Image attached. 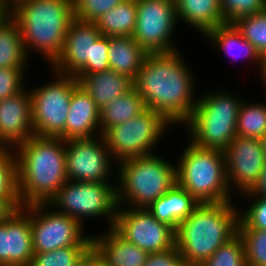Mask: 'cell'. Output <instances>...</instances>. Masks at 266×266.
<instances>
[{
  "label": "cell",
  "mask_w": 266,
  "mask_h": 266,
  "mask_svg": "<svg viewBox=\"0 0 266 266\" xmlns=\"http://www.w3.org/2000/svg\"><path fill=\"white\" fill-rule=\"evenodd\" d=\"M179 53H149L133 80L146 107L169 124H185L197 104L193 74Z\"/></svg>",
  "instance_id": "1"
},
{
  "label": "cell",
  "mask_w": 266,
  "mask_h": 266,
  "mask_svg": "<svg viewBox=\"0 0 266 266\" xmlns=\"http://www.w3.org/2000/svg\"><path fill=\"white\" fill-rule=\"evenodd\" d=\"M14 150L21 207L49 204L68 181L65 141L33 135Z\"/></svg>",
  "instance_id": "2"
},
{
  "label": "cell",
  "mask_w": 266,
  "mask_h": 266,
  "mask_svg": "<svg viewBox=\"0 0 266 266\" xmlns=\"http://www.w3.org/2000/svg\"><path fill=\"white\" fill-rule=\"evenodd\" d=\"M232 201L199 204L175 231L186 266H199L238 233L239 210Z\"/></svg>",
  "instance_id": "3"
},
{
  "label": "cell",
  "mask_w": 266,
  "mask_h": 266,
  "mask_svg": "<svg viewBox=\"0 0 266 266\" xmlns=\"http://www.w3.org/2000/svg\"><path fill=\"white\" fill-rule=\"evenodd\" d=\"M12 18L19 26L26 54L34 48L52 65L74 19L73 0H17L12 4Z\"/></svg>",
  "instance_id": "4"
},
{
  "label": "cell",
  "mask_w": 266,
  "mask_h": 266,
  "mask_svg": "<svg viewBox=\"0 0 266 266\" xmlns=\"http://www.w3.org/2000/svg\"><path fill=\"white\" fill-rule=\"evenodd\" d=\"M176 165V182L200 204L232 199L227 182L223 150L199 147L189 142Z\"/></svg>",
  "instance_id": "5"
},
{
  "label": "cell",
  "mask_w": 266,
  "mask_h": 266,
  "mask_svg": "<svg viewBox=\"0 0 266 266\" xmlns=\"http://www.w3.org/2000/svg\"><path fill=\"white\" fill-rule=\"evenodd\" d=\"M119 162L118 206L125 202L130 208H147L176 183V166L156 154Z\"/></svg>",
  "instance_id": "6"
},
{
  "label": "cell",
  "mask_w": 266,
  "mask_h": 266,
  "mask_svg": "<svg viewBox=\"0 0 266 266\" xmlns=\"http://www.w3.org/2000/svg\"><path fill=\"white\" fill-rule=\"evenodd\" d=\"M242 101L221 91L208 92L197 98L192 115L185 123L191 142L199 147L224 151L237 136V117Z\"/></svg>",
  "instance_id": "7"
},
{
  "label": "cell",
  "mask_w": 266,
  "mask_h": 266,
  "mask_svg": "<svg viewBox=\"0 0 266 266\" xmlns=\"http://www.w3.org/2000/svg\"><path fill=\"white\" fill-rule=\"evenodd\" d=\"M49 206L57 208L59 213L75 218L81 225L85 217L102 218L104 215L108 218L110 228H113L118 208L117 190L111 182L68 180L49 202Z\"/></svg>",
  "instance_id": "8"
},
{
  "label": "cell",
  "mask_w": 266,
  "mask_h": 266,
  "mask_svg": "<svg viewBox=\"0 0 266 266\" xmlns=\"http://www.w3.org/2000/svg\"><path fill=\"white\" fill-rule=\"evenodd\" d=\"M55 81L30 92L34 135L61 138L65 141V124L72 92L79 84L73 75L55 72Z\"/></svg>",
  "instance_id": "9"
},
{
  "label": "cell",
  "mask_w": 266,
  "mask_h": 266,
  "mask_svg": "<svg viewBox=\"0 0 266 266\" xmlns=\"http://www.w3.org/2000/svg\"><path fill=\"white\" fill-rule=\"evenodd\" d=\"M168 125L170 124L160 114L147 108L130 120L112 126L102 136L113 161L117 159L119 162L154 154L152 148L160 141Z\"/></svg>",
  "instance_id": "10"
},
{
  "label": "cell",
  "mask_w": 266,
  "mask_h": 266,
  "mask_svg": "<svg viewBox=\"0 0 266 266\" xmlns=\"http://www.w3.org/2000/svg\"><path fill=\"white\" fill-rule=\"evenodd\" d=\"M48 207L49 204L23 206L30 214L33 253L49 252L68 246H92V237L83 234V226L75 218L56 210L44 211Z\"/></svg>",
  "instance_id": "11"
},
{
  "label": "cell",
  "mask_w": 266,
  "mask_h": 266,
  "mask_svg": "<svg viewBox=\"0 0 266 266\" xmlns=\"http://www.w3.org/2000/svg\"><path fill=\"white\" fill-rule=\"evenodd\" d=\"M113 229L126 241L148 253L175 247V230L158 221L146 208L123 209L118 206Z\"/></svg>",
  "instance_id": "12"
},
{
  "label": "cell",
  "mask_w": 266,
  "mask_h": 266,
  "mask_svg": "<svg viewBox=\"0 0 266 266\" xmlns=\"http://www.w3.org/2000/svg\"><path fill=\"white\" fill-rule=\"evenodd\" d=\"M136 6V27L132 37L141 47L148 54L179 49L171 36L178 23L175 7L155 0H136Z\"/></svg>",
  "instance_id": "13"
},
{
  "label": "cell",
  "mask_w": 266,
  "mask_h": 266,
  "mask_svg": "<svg viewBox=\"0 0 266 266\" xmlns=\"http://www.w3.org/2000/svg\"><path fill=\"white\" fill-rule=\"evenodd\" d=\"M97 136L65 140L68 180L89 183L108 182L107 179L112 178L110 161L113 158H110L112 156L103 136Z\"/></svg>",
  "instance_id": "14"
},
{
  "label": "cell",
  "mask_w": 266,
  "mask_h": 266,
  "mask_svg": "<svg viewBox=\"0 0 266 266\" xmlns=\"http://www.w3.org/2000/svg\"><path fill=\"white\" fill-rule=\"evenodd\" d=\"M223 152L229 188L234 184L240 193L252 190L266 164L260 139L236 136Z\"/></svg>",
  "instance_id": "15"
},
{
  "label": "cell",
  "mask_w": 266,
  "mask_h": 266,
  "mask_svg": "<svg viewBox=\"0 0 266 266\" xmlns=\"http://www.w3.org/2000/svg\"><path fill=\"white\" fill-rule=\"evenodd\" d=\"M33 255L30 214L20 207L0 221V266H30Z\"/></svg>",
  "instance_id": "16"
},
{
  "label": "cell",
  "mask_w": 266,
  "mask_h": 266,
  "mask_svg": "<svg viewBox=\"0 0 266 266\" xmlns=\"http://www.w3.org/2000/svg\"><path fill=\"white\" fill-rule=\"evenodd\" d=\"M24 90L0 101V147L15 149L34 135L31 95Z\"/></svg>",
  "instance_id": "17"
},
{
  "label": "cell",
  "mask_w": 266,
  "mask_h": 266,
  "mask_svg": "<svg viewBox=\"0 0 266 266\" xmlns=\"http://www.w3.org/2000/svg\"><path fill=\"white\" fill-rule=\"evenodd\" d=\"M101 35L95 22L74 18L66 33L62 52L52 64L53 70L74 75L86 62H91L92 45Z\"/></svg>",
  "instance_id": "18"
},
{
  "label": "cell",
  "mask_w": 266,
  "mask_h": 266,
  "mask_svg": "<svg viewBox=\"0 0 266 266\" xmlns=\"http://www.w3.org/2000/svg\"><path fill=\"white\" fill-rule=\"evenodd\" d=\"M99 113L95 101L78 84L73 92L65 124V140L92 138L99 130ZM96 127H99L98 129Z\"/></svg>",
  "instance_id": "19"
},
{
  "label": "cell",
  "mask_w": 266,
  "mask_h": 266,
  "mask_svg": "<svg viewBox=\"0 0 266 266\" xmlns=\"http://www.w3.org/2000/svg\"><path fill=\"white\" fill-rule=\"evenodd\" d=\"M92 236V247L109 266H144L149 253L122 238L113 228Z\"/></svg>",
  "instance_id": "20"
},
{
  "label": "cell",
  "mask_w": 266,
  "mask_h": 266,
  "mask_svg": "<svg viewBox=\"0 0 266 266\" xmlns=\"http://www.w3.org/2000/svg\"><path fill=\"white\" fill-rule=\"evenodd\" d=\"M200 203L177 182L146 209L160 222L175 231Z\"/></svg>",
  "instance_id": "21"
},
{
  "label": "cell",
  "mask_w": 266,
  "mask_h": 266,
  "mask_svg": "<svg viewBox=\"0 0 266 266\" xmlns=\"http://www.w3.org/2000/svg\"><path fill=\"white\" fill-rule=\"evenodd\" d=\"M78 82L95 101L99 109L133 87L132 79L111 69L84 75Z\"/></svg>",
  "instance_id": "22"
},
{
  "label": "cell",
  "mask_w": 266,
  "mask_h": 266,
  "mask_svg": "<svg viewBox=\"0 0 266 266\" xmlns=\"http://www.w3.org/2000/svg\"><path fill=\"white\" fill-rule=\"evenodd\" d=\"M147 55L132 36H109L108 62L111 70L134 80Z\"/></svg>",
  "instance_id": "23"
},
{
  "label": "cell",
  "mask_w": 266,
  "mask_h": 266,
  "mask_svg": "<svg viewBox=\"0 0 266 266\" xmlns=\"http://www.w3.org/2000/svg\"><path fill=\"white\" fill-rule=\"evenodd\" d=\"M178 21L189 23L205 35L209 30L226 24L221 12L220 0H178Z\"/></svg>",
  "instance_id": "24"
},
{
  "label": "cell",
  "mask_w": 266,
  "mask_h": 266,
  "mask_svg": "<svg viewBox=\"0 0 266 266\" xmlns=\"http://www.w3.org/2000/svg\"><path fill=\"white\" fill-rule=\"evenodd\" d=\"M147 107L138 91L132 87L125 94L114 99L100 109L99 126L100 135L112 126L122 124L133 116L139 115Z\"/></svg>",
  "instance_id": "25"
},
{
  "label": "cell",
  "mask_w": 266,
  "mask_h": 266,
  "mask_svg": "<svg viewBox=\"0 0 266 266\" xmlns=\"http://www.w3.org/2000/svg\"><path fill=\"white\" fill-rule=\"evenodd\" d=\"M137 19L136 0H124L95 23L104 36H132Z\"/></svg>",
  "instance_id": "26"
},
{
  "label": "cell",
  "mask_w": 266,
  "mask_h": 266,
  "mask_svg": "<svg viewBox=\"0 0 266 266\" xmlns=\"http://www.w3.org/2000/svg\"><path fill=\"white\" fill-rule=\"evenodd\" d=\"M29 56L19 26L11 17L0 25V68H25Z\"/></svg>",
  "instance_id": "27"
},
{
  "label": "cell",
  "mask_w": 266,
  "mask_h": 266,
  "mask_svg": "<svg viewBox=\"0 0 266 266\" xmlns=\"http://www.w3.org/2000/svg\"><path fill=\"white\" fill-rule=\"evenodd\" d=\"M205 36L209 38L214 45L216 44L215 46H218V49L220 48L224 51L226 55L234 57L237 55L242 56L241 54H243L244 57L247 56L251 61L255 60L257 61L256 64H259L260 54L255 47L242 36L233 24L226 23L217 26L214 29L209 30Z\"/></svg>",
  "instance_id": "28"
},
{
  "label": "cell",
  "mask_w": 266,
  "mask_h": 266,
  "mask_svg": "<svg viewBox=\"0 0 266 266\" xmlns=\"http://www.w3.org/2000/svg\"><path fill=\"white\" fill-rule=\"evenodd\" d=\"M236 135L245 138L261 139L266 135V104L246 103L240 106Z\"/></svg>",
  "instance_id": "29"
},
{
  "label": "cell",
  "mask_w": 266,
  "mask_h": 266,
  "mask_svg": "<svg viewBox=\"0 0 266 266\" xmlns=\"http://www.w3.org/2000/svg\"><path fill=\"white\" fill-rule=\"evenodd\" d=\"M14 149L0 147V197L15 209L21 207L18 194L17 159Z\"/></svg>",
  "instance_id": "30"
},
{
  "label": "cell",
  "mask_w": 266,
  "mask_h": 266,
  "mask_svg": "<svg viewBox=\"0 0 266 266\" xmlns=\"http://www.w3.org/2000/svg\"><path fill=\"white\" fill-rule=\"evenodd\" d=\"M232 24L260 55L266 53V10L238 18Z\"/></svg>",
  "instance_id": "31"
},
{
  "label": "cell",
  "mask_w": 266,
  "mask_h": 266,
  "mask_svg": "<svg viewBox=\"0 0 266 266\" xmlns=\"http://www.w3.org/2000/svg\"><path fill=\"white\" fill-rule=\"evenodd\" d=\"M199 266H246L243 239L237 233Z\"/></svg>",
  "instance_id": "32"
},
{
  "label": "cell",
  "mask_w": 266,
  "mask_h": 266,
  "mask_svg": "<svg viewBox=\"0 0 266 266\" xmlns=\"http://www.w3.org/2000/svg\"><path fill=\"white\" fill-rule=\"evenodd\" d=\"M92 246H68L49 252L34 253L30 266H72Z\"/></svg>",
  "instance_id": "33"
},
{
  "label": "cell",
  "mask_w": 266,
  "mask_h": 266,
  "mask_svg": "<svg viewBox=\"0 0 266 266\" xmlns=\"http://www.w3.org/2000/svg\"><path fill=\"white\" fill-rule=\"evenodd\" d=\"M244 241L246 266H266V230L238 229Z\"/></svg>",
  "instance_id": "34"
},
{
  "label": "cell",
  "mask_w": 266,
  "mask_h": 266,
  "mask_svg": "<svg viewBox=\"0 0 266 266\" xmlns=\"http://www.w3.org/2000/svg\"><path fill=\"white\" fill-rule=\"evenodd\" d=\"M220 5L223 19L228 24L266 10V0H220Z\"/></svg>",
  "instance_id": "35"
},
{
  "label": "cell",
  "mask_w": 266,
  "mask_h": 266,
  "mask_svg": "<svg viewBox=\"0 0 266 266\" xmlns=\"http://www.w3.org/2000/svg\"><path fill=\"white\" fill-rule=\"evenodd\" d=\"M242 194L253 197L254 201L245 212L239 214L238 229L266 230V198L256 196L251 190Z\"/></svg>",
  "instance_id": "36"
},
{
  "label": "cell",
  "mask_w": 266,
  "mask_h": 266,
  "mask_svg": "<svg viewBox=\"0 0 266 266\" xmlns=\"http://www.w3.org/2000/svg\"><path fill=\"white\" fill-rule=\"evenodd\" d=\"M124 0H73L74 18L96 22Z\"/></svg>",
  "instance_id": "37"
},
{
  "label": "cell",
  "mask_w": 266,
  "mask_h": 266,
  "mask_svg": "<svg viewBox=\"0 0 266 266\" xmlns=\"http://www.w3.org/2000/svg\"><path fill=\"white\" fill-rule=\"evenodd\" d=\"M108 49L109 36L101 35L92 45L91 62H86L73 76L79 80L84 75L109 70Z\"/></svg>",
  "instance_id": "38"
},
{
  "label": "cell",
  "mask_w": 266,
  "mask_h": 266,
  "mask_svg": "<svg viewBox=\"0 0 266 266\" xmlns=\"http://www.w3.org/2000/svg\"><path fill=\"white\" fill-rule=\"evenodd\" d=\"M24 68H0V101L21 92Z\"/></svg>",
  "instance_id": "39"
},
{
  "label": "cell",
  "mask_w": 266,
  "mask_h": 266,
  "mask_svg": "<svg viewBox=\"0 0 266 266\" xmlns=\"http://www.w3.org/2000/svg\"><path fill=\"white\" fill-rule=\"evenodd\" d=\"M144 266H186V264L175 246L163 252L149 253Z\"/></svg>",
  "instance_id": "40"
},
{
  "label": "cell",
  "mask_w": 266,
  "mask_h": 266,
  "mask_svg": "<svg viewBox=\"0 0 266 266\" xmlns=\"http://www.w3.org/2000/svg\"><path fill=\"white\" fill-rule=\"evenodd\" d=\"M85 266H109L102 256L91 247L85 254Z\"/></svg>",
  "instance_id": "41"
},
{
  "label": "cell",
  "mask_w": 266,
  "mask_h": 266,
  "mask_svg": "<svg viewBox=\"0 0 266 266\" xmlns=\"http://www.w3.org/2000/svg\"><path fill=\"white\" fill-rule=\"evenodd\" d=\"M12 17V3L9 0H0V25Z\"/></svg>",
  "instance_id": "42"
},
{
  "label": "cell",
  "mask_w": 266,
  "mask_h": 266,
  "mask_svg": "<svg viewBox=\"0 0 266 266\" xmlns=\"http://www.w3.org/2000/svg\"><path fill=\"white\" fill-rule=\"evenodd\" d=\"M256 196L266 198V164L261 173L259 182L251 190Z\"/></svg>",
  "instance_id": "43"
},
{
  "label": "cell",
  "mask_w": 266,
  "mask_h": 266,
  "mask_svg": "<svg viewBox=\"0 0 266 266\" xmlns=\"http://www.w3.org/2000/svg\"><path fill=\"white\" fill-rule=\"evenodd\" d=\"M16 210L4 197H0V221L6 219Z\"/></svg>",
  "instance_id": "44"
},
{
  "label": "cell",
  "mask_w": 266,
  "mask_h": 266,
  "mask_svg": "<svg viewBox=\"0 0 266 266\" xmlns=\"http://www.w3.org/2000/svg\"><path fill=\"white\" fill-rule=\"evenodd\" d=\"M260 69L262 81L264 87H266V53L260 55L259 65H257ZM266 89V88H265Z\"/></svg>",
  "instance_id": "45"
},
{
  "label": "cell",
  "mask_w": 266,
  "mask_h": 266,
  "mask_svg": "<svg viewBox=\"0 0 266 266\" xmlns=\"http://www.w3.org/2000/svg\"><path fill=\"white\" fill-rule=\"evenodd\" d=\"M155 1H158V2H162V3H167L169 5H172L176 8V5L178 3V0H155Z\"/></svg>",
  "instance_id": "46"
},
{
  "label": "cell",
  "mask_w": 266,
  "mask_h": 266,
  "mask_svg": "<svg viewBox=\"0 0 266 266\" xmlns=\"http://www.w3.org/2000/svg\"><path fill=\"white\" fill-rule=\"evenodd\" d=\"M261 141V145H262V150H263V153H264V157H265V160H266V135L264 137H262L260 139Z\"/></svg>",
  "instance_id": "47"
},
{
  "label": "cell",
  "mask_w": 266,
  "mask_h": 266,
  "mask_svg": "<svg viewBox=\"0 0 266 266\" xmlns=\"http://www.w3.org/2000/svg\"><path fill=\"white\" fill-rule=\"evenodd\" d=\"M72 266H85V255Z\"/></svg>",
  "instance_id": "48"
},
{
  "label": "cell",
  "mask_w": 266,
  "mask_h": 266,
  "mask_svg": "<svg viewBox=\"0 0 266 266\" xmlns=\"http://www.w3.org/2000/svg\"><path fill=\"white\" fill-rule=\"evenodd\" d=\"M12 4L15 2V1H17V0H9Z\"/></svg>",
  "instance_id": "49"
}]
</instances>
